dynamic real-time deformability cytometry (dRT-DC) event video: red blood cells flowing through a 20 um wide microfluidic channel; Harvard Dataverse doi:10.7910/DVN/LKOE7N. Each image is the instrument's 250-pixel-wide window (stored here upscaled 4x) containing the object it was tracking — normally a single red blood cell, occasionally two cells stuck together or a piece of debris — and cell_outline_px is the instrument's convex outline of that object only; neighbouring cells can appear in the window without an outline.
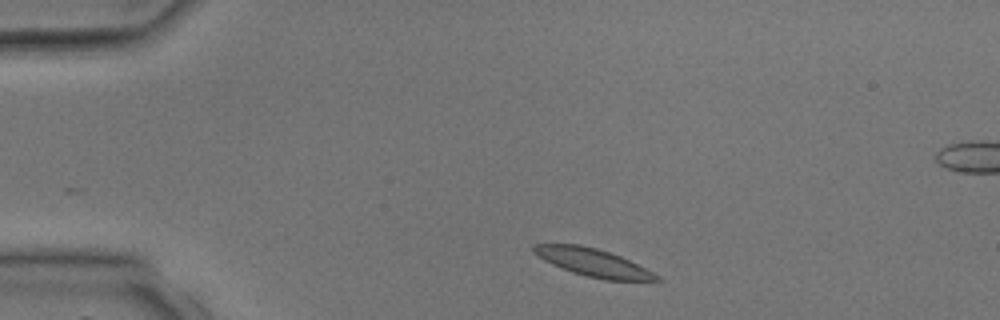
{"species": "common noctule bat (a hibernating species)", "species_latin": "Nyctalus noctula", "temperature_condition": "room temperature", "stored_images_in_passage": 3, "segment_of_instrument_passage": [2, 2], "camera_frame_rate_fps": 3000, "um_per_image_px": 0.085, "animal": {"sex": "male", "body_mass_g": 17.9, "forearm_length_mm": 54.2}, "frame": {"image": 1, "passage_image": 3, "time_ms": 2.333, "image_size_px": [1000, 320], "cell_outline_px": [[664, 280], [604, 280], [572, 272], [552, 264], [544, 260], [532, 252], [532, 244], [580, 244], [596, 248], [620, 256], [660, 276]], "centroid_in_image_um": [50.36, 22.3], "position_along_channel_um": 34.6, "area_um2": 19.59}}